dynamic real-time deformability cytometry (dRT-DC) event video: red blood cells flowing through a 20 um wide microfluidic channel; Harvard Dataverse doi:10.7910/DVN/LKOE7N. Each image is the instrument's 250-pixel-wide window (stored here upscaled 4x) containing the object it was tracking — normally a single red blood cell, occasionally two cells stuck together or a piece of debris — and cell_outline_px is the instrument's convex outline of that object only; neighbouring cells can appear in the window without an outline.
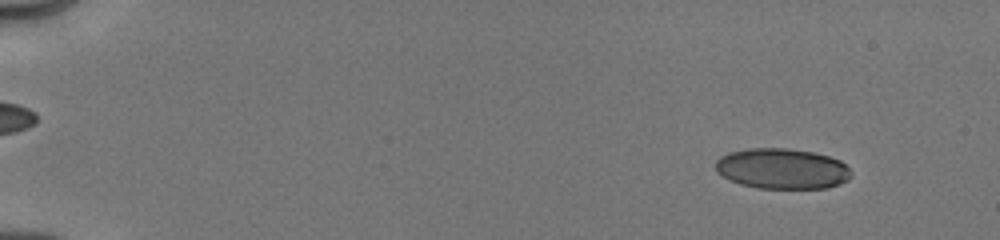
{"species": "human", "species_latin": "Homo sapiens", "temperature_condition": "cold", "stored_images_in_passage": 17, "camera_frame_rate_fps": 3000, "um_per_image_px": 0.085, "donor": {"sex": "male"}, "frame": {"image": 1, "passage_image": 4, "time_ms": 1.0, "image_size_px": [1000, 240], "cell_outline_px": [[852, 176], [848, 180], [840, 184], [828, 188], [756, 188], [740, 184], [728, 180], [716, 172], [716, 160], [720, 156], [728, 152], [748, 148], [788, 148], [812, 152], [828, 156], [840, 160], [852, 172]], "centroid_in_image_um": [66.46, 14.34], "position_along_channel_um": 18.5, "area_um2": 32.31}}
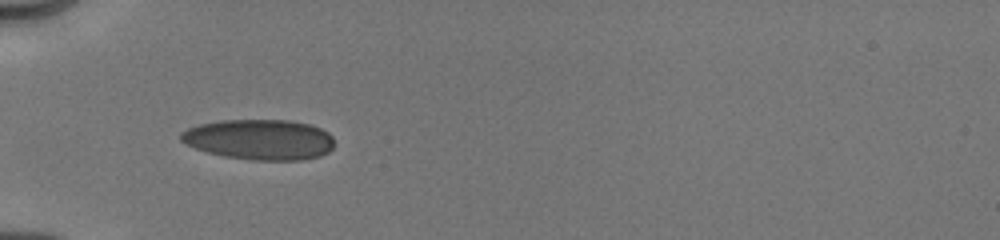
{"frame": {"image": 2, "passage_image": 15, "time_ms": 5.333, "image_size_px": [1000, 240], "cell_outline_px": [[332, 148], [328, 152], [320, 156], [300, 160], [256, 160], [224, 156], [208, 152], [196, 148], [180, 140], [180, 132], [188, 128], [200, 124], [220, 120], [288, 120], [312, 124], [328, 132], [332, 136]], "centroid_in_image_um": [22.07, 11.85], "position_along_channel_um": 62.9, "area_um2": 36.07}}
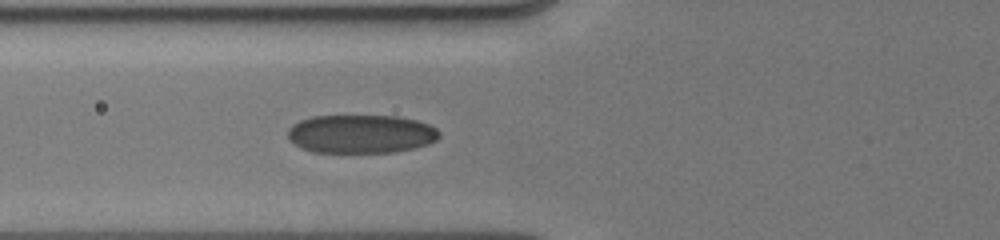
{"frame": {"image": 3, "passage_image": 17, "time_ms": 6.333, "image_size_px": [1000, 240], "cell_outline_px": [[440, 136], [436, 140], [428, 144], [412, 148], [392, 152], [312, 152], [300, 148], [288, 140], [288, 128], [292, 124], [300, 120], [312, 116], [396, 116], [416, 120], [428, 124], [436, 128], [440, 132]], "centroid_in_image_um": [30.64, 11.38], "position_along_channel_um": 95.2, "area_um2": 34.1}}